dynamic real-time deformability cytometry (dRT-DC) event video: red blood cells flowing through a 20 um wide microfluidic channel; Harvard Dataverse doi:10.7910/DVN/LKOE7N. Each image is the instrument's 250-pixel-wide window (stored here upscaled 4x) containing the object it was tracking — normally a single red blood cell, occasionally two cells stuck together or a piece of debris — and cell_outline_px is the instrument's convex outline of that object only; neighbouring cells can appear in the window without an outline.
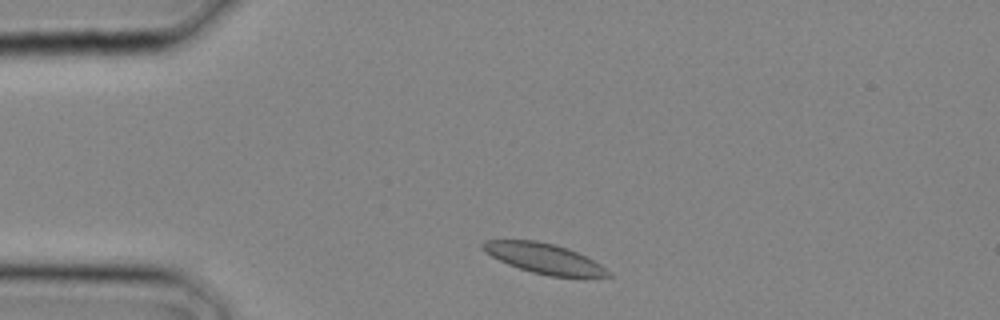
{"species": "common noctule bat (a hibernating species)", "species_latin": "Nyctalus noctula", "temperature_condition": "cold", "stored_images_in_passage": 8, "camera_frame_rate_fps": 3000, "um_per_image_px": 0.085, "animal": {"sex": "male", "body_mass_g": 20.4}, "frame": {"image": 1, "passage_image": 2, "time_ms": 0.333, "image_size_px": [1000, 320], "cell_outline_px": [[612, 276], [548, 276], [532, 272], [508, 264], [484, 252], [480, 248], [480, 244], [484, 240], [536, 240], [568, 248], [600, 264], [612, 272]], "centroid_in_image_um": [46.2, 21.95], "position_along_channel_um": 38.8, "area_um2": 21.73}}
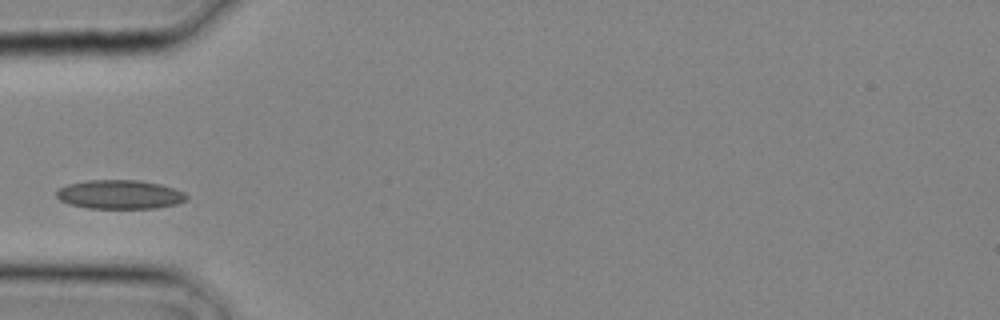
{"frame": {"image": 2, "passage_image": 5, "time_ms": 1.333, "image_size_px": [1000, 320], "cell_outline_px": [[188, 200], [176, 204], [156, 208], [88, 208], [68, 204], [60, 200], [56, 196], [56, 192], [60, 188], [68, 184], [88, 180], [140, 180], [160, 184], [184, 192], [188, 196]], "centroid_in_image_um": [10.19, 16.53], "position_along_channel_um": 74.8, "area_um2": 21.96}}
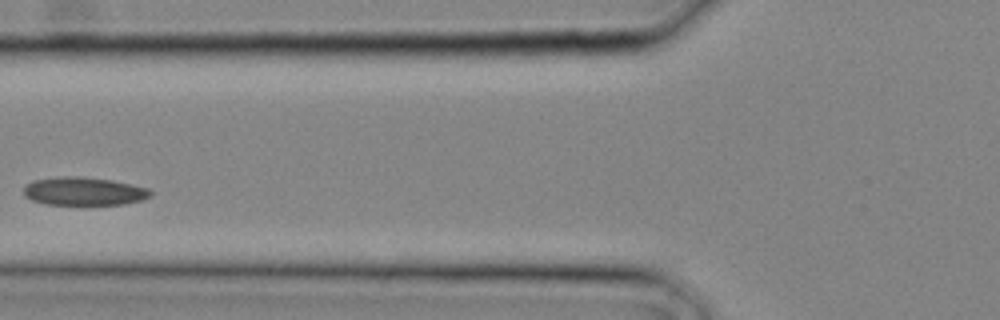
{"frame": {"image": 3, "passage_image": 7, "time_ms": 2.0, "image_size_px": [1000, 320], "cell_outline_px": [[152, 196], [140, 200], [124, 204], [44, 204], [32, 200], [24, 196], [24, 188], [32, 180], [60, 176], [80, 176], [112, 180], [148, 188], [152, 192]], "centroid_in_image_um": [7.12, 16.25], "position_along_channel_um": 118.7, "area_um2": 20.81}}